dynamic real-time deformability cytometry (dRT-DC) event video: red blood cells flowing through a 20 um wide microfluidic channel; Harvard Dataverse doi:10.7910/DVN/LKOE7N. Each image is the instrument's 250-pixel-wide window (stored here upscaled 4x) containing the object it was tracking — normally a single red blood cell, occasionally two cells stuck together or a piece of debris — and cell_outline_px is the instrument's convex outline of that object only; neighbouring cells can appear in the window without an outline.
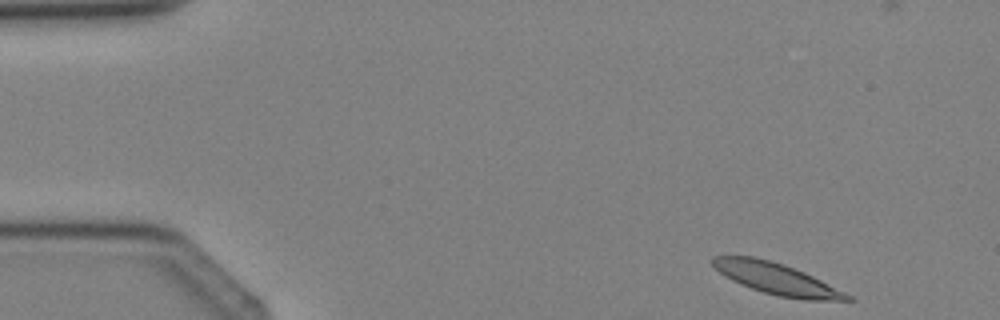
{"species": "Egyptian fruit bat (a non-hibernating species)", "species_latin": "Rousettus aegyptiacus", "temperature_condition": "cold", "stored_images_in_passage": 4, "camera_frame_rate_fps": 3000, "um_per_image_px": 0.085, "animal": {"sex": "female"}, "frame": {"image": 1, "passage_image": 1, "time_ms": 0.0, "image_size_px": [1000, 320], "cell_outline_px": [[856, 300], [804, 300], [780, 296], [764, 292], [740, 284], [724, 276], [708, 260], [712, 256], [752, 256], [772, 260], [784, 264], [804, 272], [852, 296]], "centroid_in_image_um": [65.96, 23.68], "position_along_channel_um": 19.0, "area_um2": 24.39}}